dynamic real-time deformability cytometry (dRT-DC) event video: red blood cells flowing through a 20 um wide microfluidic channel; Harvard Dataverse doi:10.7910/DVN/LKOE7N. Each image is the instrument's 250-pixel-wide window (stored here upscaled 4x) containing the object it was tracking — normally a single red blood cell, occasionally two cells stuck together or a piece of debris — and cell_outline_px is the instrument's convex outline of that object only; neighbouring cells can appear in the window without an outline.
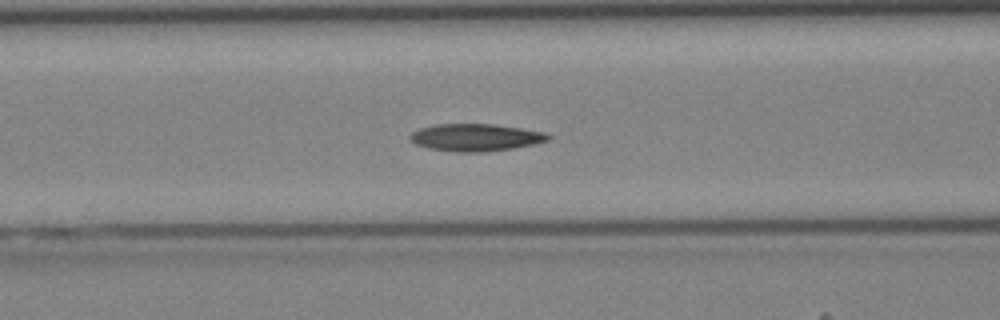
{"species": "Egyptian fruit bat (a non-hibernating species)", "species_latin": "Rousettus aegyptiacus", "temperature_condition": "cold", "stored_images_in_passage": 32, "camera_frame_rate_fps": 3000, "um_per_image_px": 0.085, "animal": {"sex": "female"}, "frame": {"image": 1, "passage_image": 7, "time_ms": 2.0, "image_size_px": [1000, 320], "cell_outline_px": [[552, 136], [548, 140], [532, 144], [512, 148], [484, 152], [456, 152], [428, 148], [416, 144], [412, 140], [412, 132], [420, 128], [436, 124], [492, 124], [520, 128], [544, 132]], "centroid_in_image_um": [40.43, 11.68], "position_along_channel_um": 126.2, "area_um2": 21.68}}
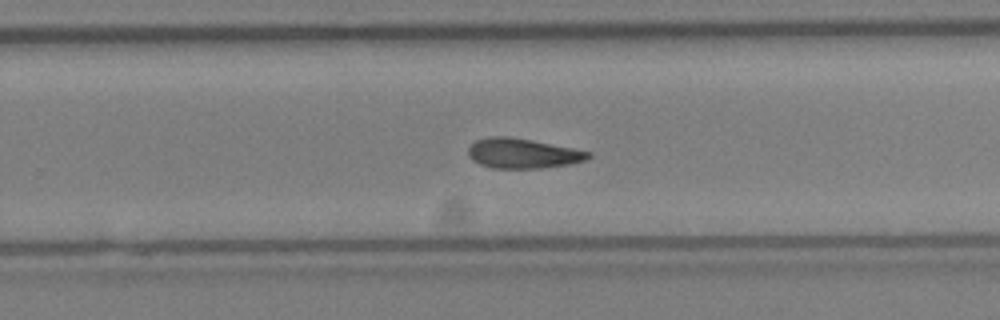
{"frame": {"image": 2, "passage_image": 17, "time_ms": 5.333, "image_size_px": [1000, 320], "cell_outline_px": [[592, 156], [584, 160], [568, 164], [540, 168], [492, 168], [480, 164], [472, 160], [468, 156], [468, 148], [476, 140], [488, 136], [508, 136], [532, 140], [592, 152]], "centroid_in_image_um": [44.4, 13.03], "position_along_channel_um": 285.4, "area_um2": 20.87}}
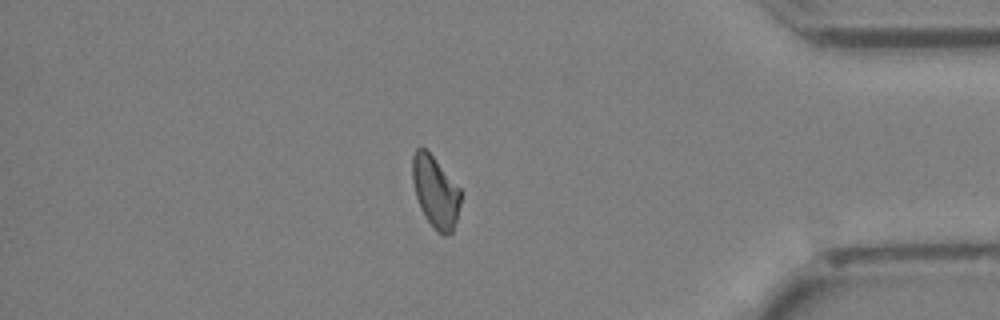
{"frame": {"image": 3, "passage_image": 26, "time_ms": 8.333, "image_size_px": [1000, 320], "cell_outline_px": [[460, 204], [456, 220], [452, 232], [448, 236], [444, 236], [436, 232], [420, 208], [416, 196], [412, 180], [412, 156], [416, 148], [424, 148], [432, 156], [460, 188]], "centroid_in_image_um": [37.0, 16.33], "position_along_channel_um": 398.2, "area_um2": 19.94}}